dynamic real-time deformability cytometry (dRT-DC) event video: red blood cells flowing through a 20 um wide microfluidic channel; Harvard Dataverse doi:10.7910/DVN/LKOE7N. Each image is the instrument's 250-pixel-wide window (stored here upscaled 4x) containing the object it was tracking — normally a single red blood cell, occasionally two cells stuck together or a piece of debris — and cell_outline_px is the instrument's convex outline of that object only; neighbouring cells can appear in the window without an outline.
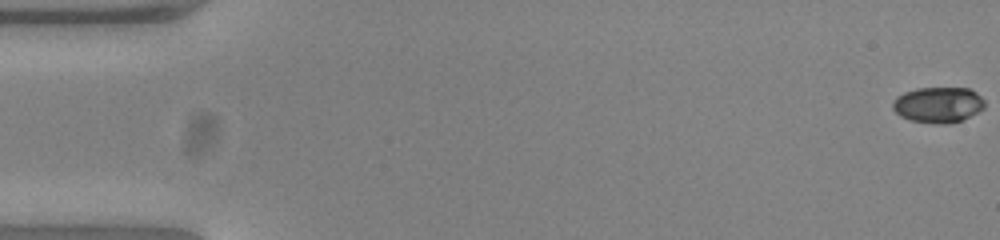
{"species": "common noctule bat (a hibernating species)", "species_latin": "Nyctalus noctula", "temperature_condition": "warm", "stored_images_in_passage": 54, "camera_frame_rate_fps": 3000, "um_per_image_px": 0.085, "animal": {"sex": "female", "body_mass_g": 23.0, "forearm_length_mm": 53.4}, "frame": {"image": 1, "passage_image": 1, "time_ms": 0.0, "image_size_px": [1000, 240], "cell_outline_px": [[984, 108], [960, 120], [948, 124], [936, 124], [912, 120], [900, 116], [892, 108], [892, 104], [896, 96], [904, 92], [916, 88], [968, 88], [976, 92], [984, 100]], "centroid_in_image_um": [79.71, 8.9], "position_along_channel_um": 5.3, "area_um2": 19.02}}
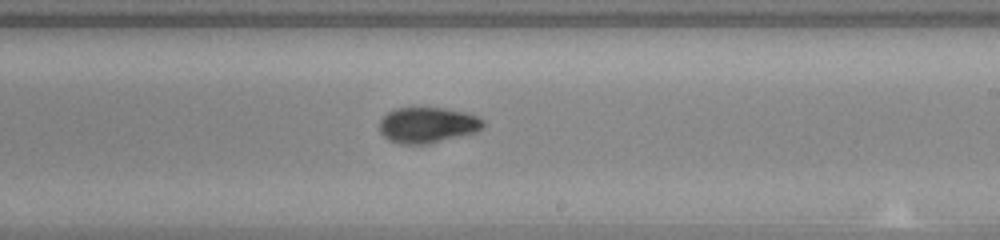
{"frame": {"image": 2, "passage_image": 32, "time_ms": 10.333, "image_size_px": [1000, 240], "cell_outline_px": [[484, 128], [476, 132], [428, 144], [400, 144], [388, 140], [380, 132], [380, 120], [388, 112], [396, 108], [444, 108], [464, 112], [476, 116], [484, 120]], "centroid_in_image_um": [36.34, 10.64], "position_along_channel_um": 252.7, "area_um2": 21.56}}
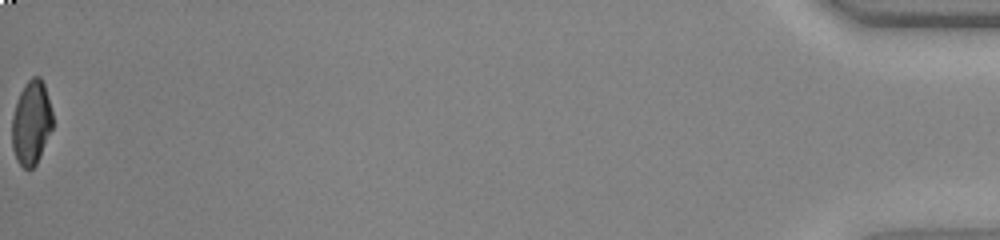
{"frame": {"image": 3, "passage_image": 54, "time_ms": 17.667, "image_size_px": [1000, 240], "cell_outline_px": [[52, 128], [40, 156], [36, 164], [32, 168], [24, 168], [16, 160], [12, 148], [12, 116], [16, 100], [24, 84], [32, 76], [40, 76], [44, 84], [52, 112]], "centroid_in_image_um": [2.64, 10.41], "position_along_channel_um": 432.6, "area_um2": 19.94}, "authors_computed_cell_mechanics": {"area_um2": 20.7213, "velocity_mm_per_s": 3.8969, "shape_relaxation_time_tau1_ms": 4.2554, "shape_relaxation_time_tau2_ms": 1.8796, "deformation_change_tau1": 0.1682, "deformation_change_tau2": 0.0525}}